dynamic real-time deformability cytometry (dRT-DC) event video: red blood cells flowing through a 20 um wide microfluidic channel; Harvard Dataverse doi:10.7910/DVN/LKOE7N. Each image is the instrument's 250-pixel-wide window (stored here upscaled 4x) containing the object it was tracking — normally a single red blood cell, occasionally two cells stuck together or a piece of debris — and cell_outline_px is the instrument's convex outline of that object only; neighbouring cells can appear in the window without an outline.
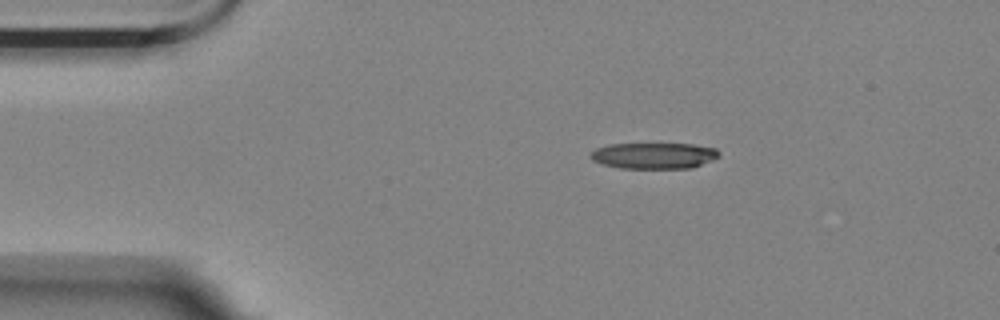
{"species": "Egyptian fruit bat (a non-hibernating species)", "species_latin": "Rousettus aegyptiacus", "temperature_condition": "room temperature", "stored_images_in_passage": 4, "camera_frame_rate_fps": 3000, "um_per_image_px": 0.085, "animal": {"sex": "female"}, "frame": {"image": 1, "passage_image": 1, "time_ms": 0.0, "image_size_px": [1000, 320], "cell_outline_px": [[720, 156], [712, 160], [692, 168], [620, 168], [604, 164], [592, 160], [588, 156], [596, 148], [608, 144], [692, 144], [716, 148], [720, 152]], "centroid_in_image_um": [55.6, 13.23], "position_along_channel_um": 29.4, "area_um2": 19.54}}
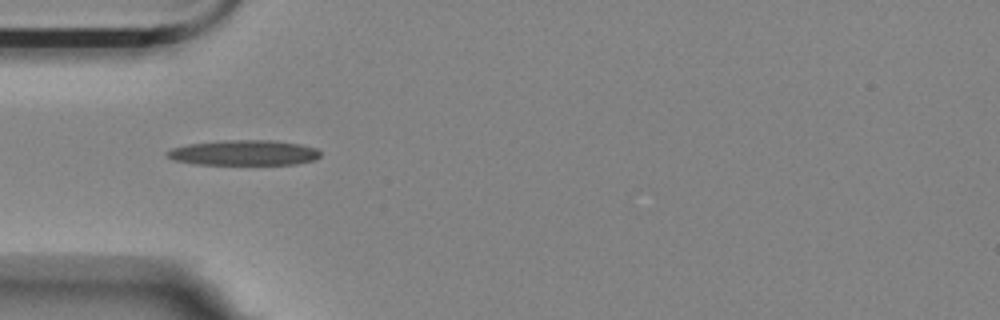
{"frame": {"image": 2, "passage_image": 3, "time_ms": 0.667, "image_size_px": [1000, 320], "cell_outline_px": [[320, 156], [316, 160], [296, 164], [196, 164], [176, 160], [168, 156], [164, 152], [172, 148], [188, 144], [224, 140], [276, 140], [300, 144], [316, 148], [320, 152]], "centroid_in_image_um": [20.77, 12.98], "position_along_channel_um": 64.2, "area_um2": 22.54}}